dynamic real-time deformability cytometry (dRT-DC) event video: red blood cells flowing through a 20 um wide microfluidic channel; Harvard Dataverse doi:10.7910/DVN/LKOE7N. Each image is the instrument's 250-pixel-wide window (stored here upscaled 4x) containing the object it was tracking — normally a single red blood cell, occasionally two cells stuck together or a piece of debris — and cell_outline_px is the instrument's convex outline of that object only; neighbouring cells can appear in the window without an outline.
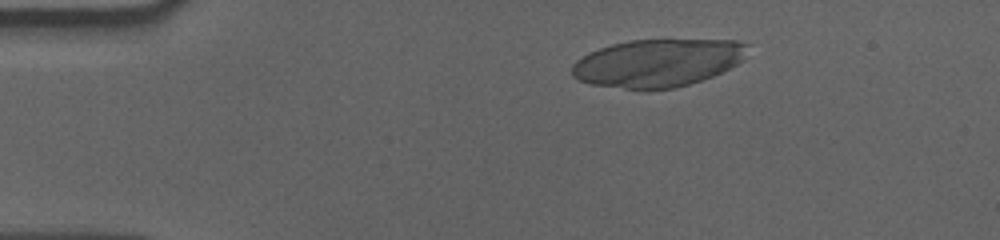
{"species": "human", "species_latin": "Homo sapiens", "temperature_condition": "cold", "stored_images_in_passage": 55, "camera_frame_rate_fps": 3000, "um_per_image_px": 0.085, "donor": {"sex": "male"}, "frame": {"image": 1, "passage_image": 8, "time_ms": 2.333, "image_size_px": [1000, 240], "cell_outline_px": [[740, 44], [732, 64], [728, 68], [720, 72], [700, 80], [688, 84], [668, 88], [628, 88], [596, 84], [580, 80], [572, 72], [572, 68], [584, 56], [592, 52], [616, 44], [636, 40], [732, 40]], "centroid_in_image_um": [55.77, 5.35], "position_along_channel_um": 29.2, "area_um2": 45.72}}
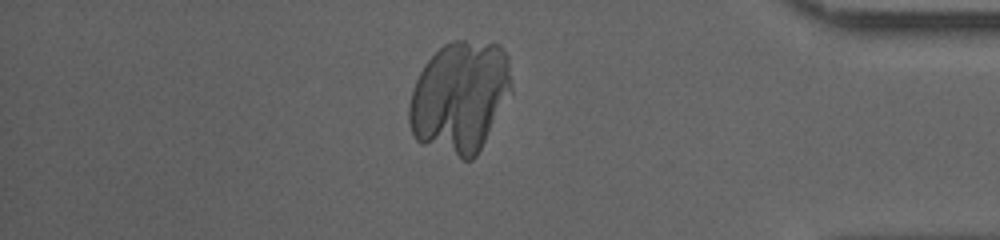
{"frame": {"image": 2, "passage_image": 47, "time_ms": 15.333, "image_size_px": [1000, 240], "cell_outline_px": [[508, 80], [480, 148], [468, 160], [464, 160], [416, 140], [412, 132], [408, 112], [412, 92], [416, 80], [420, 72], [428, 60], [440, 48], [456, 40], [460, 40], [496, 44], [500, 48], [504, 56], [508, 76]], "centroid_in_image_um": [38.93, 8.23], "position_along_channel_um": 396.3, "area_um2": 62.48}}